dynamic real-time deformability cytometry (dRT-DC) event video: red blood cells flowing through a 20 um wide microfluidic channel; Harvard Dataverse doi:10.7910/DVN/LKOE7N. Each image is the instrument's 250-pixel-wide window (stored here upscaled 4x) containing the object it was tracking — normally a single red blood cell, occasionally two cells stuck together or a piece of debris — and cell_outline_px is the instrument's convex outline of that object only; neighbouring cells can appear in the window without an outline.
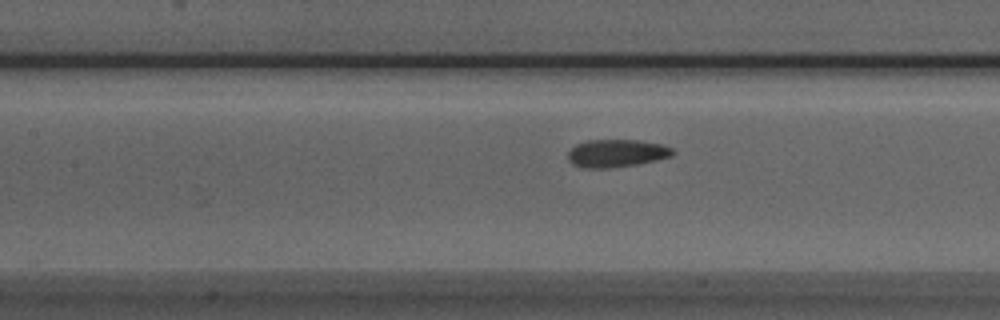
{"species": "Egyptian fruit bat (a non-hibernating species)", "species_latin": "Rousettus aegyptiacus", "temperature_condition": "room temperature", "stored_images_in_passage": 38, "camera_frame_rate_fps": 3000, "um_per_image_px": 0.085, "animal": {"sex": "male"}, "frame": {"image": 1, "passage_image": 19, "time_ms": 6.0, "image_size_px": [1000, 320], "cell_outline_px": [[676, 152], [672, 156], [640, 164], [612, 168], [580, 168], [572, 164], [568, 160], [568, 152], [576, 144], [588, 140], [640, 140], [664, 144], [672, 148]], "centroid_in_image_um": [52.43, 13.03], "position_along_channel_um": 155.0, "area_um2": 17.28}}
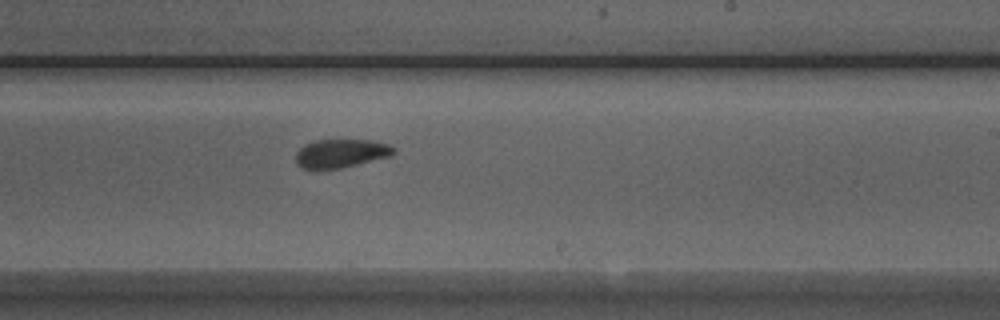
{"frame": {"image": 2, "passage_image": 27, "time_ms": 8.667, "image_size_px": [1000, 320], "cell_outline_px": [[396, 152], [392, 156], [340, 168], [316, 172], [300, 168], [296, 164], [296, 152], [304, 144], [312, 140], [376, 140], [388, 144], [396, 148]], "centroid_in_image_um": [28.94, 13.06], "position_along_channel_um": 260.1, "area_um2": 16.99}}
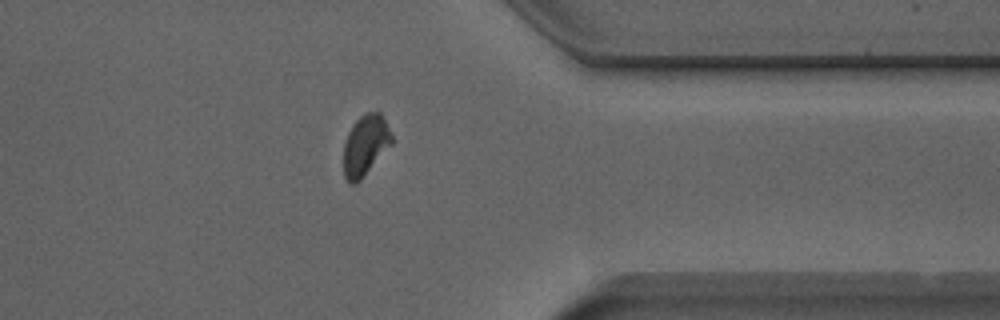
{"frame": {"image": 3, "passage_image": 37, "time_ms": 12.0, "image_size_px": [1000, 320], "cell_outline_px": [[392, 144], [360, 180], [356, 184], [348, 184], [344, 176], [344, 144], [348, 132], [352, 124], [364, 112], [380, 112], [392, 136]], "centroid_in_image_um": [31.03, 12.36], "position_along_channel_um": 380.4, "area_um2": 16.94}}